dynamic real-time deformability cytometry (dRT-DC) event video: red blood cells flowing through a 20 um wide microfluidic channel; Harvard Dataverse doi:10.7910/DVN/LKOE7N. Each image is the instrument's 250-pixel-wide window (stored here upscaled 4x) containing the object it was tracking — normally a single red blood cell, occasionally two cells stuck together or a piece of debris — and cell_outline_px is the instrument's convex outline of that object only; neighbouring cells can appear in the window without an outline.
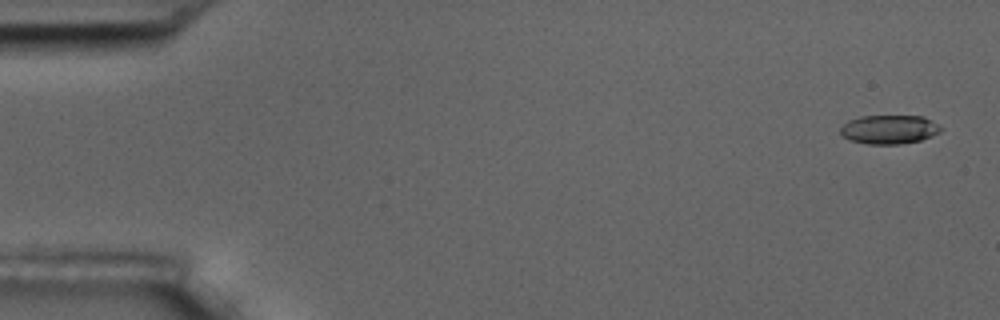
{"species": "common noctule bat (a hibernating species)", "species_latin": "Nyctalus noctula", "temperature_condition": "room temperature", "stored_images_in_passage": 5, "camera_frame_rate_fps": 3000, "um_per_image_px": 0.085, "animal": {"sex": "male", "body_mass_g": 17.5, "forearm_length_mm": 52.3}, "frame": {"image": 1, "passage_image": 1, "time_ms": 0.0, "image_size_px": [1000, 320], "cell_outline_px": [[940, 132], [932, 136], [920, 140], [900, 144], [868, 144], [848, 140], [840, 132], [840, 128], [848, 120], [860, 116], [924, 116], [936, 124], [940, 128]], "centroid_in_image_um": [75.54, 11.0], "position_along_channel_um": 9.5, "area_um2": 16.82}}